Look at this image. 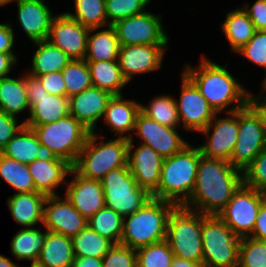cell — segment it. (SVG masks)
<instances>
[{"label":"cell","mask_w":266,"mask_h":267,"mask_svg":"<svg viewBox=\"0 0 266 267\" xmlns=\"http://www.w3.org/2000/svg\"><path fill=\"white\" fill-rule=\"evenodd\" d=\"M100 131L90 132L72 168L82 177L101 180L109 171L128 167V143L125 138L105 140Z\"/></svg>","instance_id":"5"},{"label":"cell","mask_w":266,"mask_h":267,"mask_svg":"<svg viewBox=\"0 0 266 267\" xmlns=\"http://www.w3.org/2000/svg\"><path fill=\"white\" fill-rule=\"evenodd\" d=\"M180 95L175 98L181 128L198 134L212 121L216 112L197 87L181 72Z\"/></svg>","instance_id":"14"},{"label":"cell","mask_w":266,"mask_h":267,"mask_svg":"<svg viewBox=\"0 0 266 267\" xmlns=\"http://www.w3.org/2000/svg\"><path fill=\"white\" fill-rule=\"evenodd\" d=\"M112 94L97 87H90L69 97V114L90 132H97L104 111Z\"/></svg>","instance_id":"22"},{"label":"cell","mask_w":266,"mask_h":267,"mask_svg":"<svg viewBox=\"0 0 266 267\" xmlns=\"http://www.w3.org/2000/svg\"><path fill=\"white\" fill-rule=\"evenodd\" d=\"M37 77L49 94L66 96V86L61 71Z\"/></svg>","instance_id":"49"},{"label":"cell","mask_w":266,"mask_h":267,"mask_svg":"<svg viewBox=\"0 0 266 267\" xmlns=\"http://www.w3.org/2000/svg\"><path fill=\"white\" fill-rule=\"evenodd\" d=\"M73 12H65L69 17L87 28L107 26L105 0H73Z\"/></svg>","instance_id":"38"},{"label":"cell","mask_w":266,"mask_h":267,"mask_svg":"<svg viewBox=\"0 0 266 267\" xmlns=\"http://www.w3.org/2000/svg\"><path fill=\"white\" fill-rule=\"evenodd\" d=\"M32 44L36 49L30 59L31 67L23 71L32 76L37 77L48 73L59 72L71 61L68 55L47 40L33 42Z\"/></svg>","instance_id":"30"},{"label":"cell","mask_w":266,"mask_h":267,"mask_svg":"<svg viewBox=\"0 0 266 267\" xmlns=\"http://www.w3.org/2000/svg\"><path fill=\"white\" fill-rule=\"evenodd\" d=\"M89 31V28L82 26L64 11L53 18L46 40L71 59H84Z\"/></svg>","instance_id":"18"},{"label":"cell","mask_w":266,"mask_h":267,"mask_svg":"<svg viewBox=\"0 0 266 267\" xmlns=\"http://www.w3.org/2000/svg\"><path fill=\"white\" fill-rule=\"evenodd\" d=\"M28 168L35 185V192L52 196L60 195L66 186L72 165L65 160L42 161L36 159L28 164ZM60 189L61 191L58 192Z\"/></svg>","instance_id":"24"},{"label":"cell","mask_w":266,"mask_h":267,"mask_svg":"<svg viewBox=\"0 0 266 267\" xmlns=\"http://www.w3.org/2000/svg\"><path fill=\"white\" fill-rule=\"evenodd\" d=\"M176 204L151 198L140 209L124 216L120 244L139 249L166 240L167 223Z\"/></svg>","instance_id":"4"},{"label":"cell","mask_w":266,"mask_h":267,"mask_svg":"<svg viewBox=\"0 0 266 267\" xmlns=\"http://www.w3.org/2000/svg\"><path fill=\"white\" fill-rule=\"evenodd\" d=\"M11 259V257L8 258V256L0 254V267H21L19 266V264L13 262Z\"/></svg>","instance_id":"57"},{"label":"cell","mask_w":266,"mask_h":267,"mask_svg":"<svg viewBox=\"0 0 266 267\" xmlns=\"http://www.w3.org/2000/svg\"><path fill=\"white\" fill-rule=\"evenodd\" d=\"M72 267H102V259L94 257H75Z\"/></svg>","instance_id":"55"},{"label":"cell","mask_w":266,"mask_h":267,"mask_svg":"<svg viewBox=\"0 0 266 267\" xmlns=\"http://www.w3.org/2000/svg\"><path fill=\"white\" fill-rule=\"evenodd\" d=\"M128 143V167L137 185L152 194L159 185L164 158L150 146Z\"/></svg>","instance_id":"19"},{"label":"cell","mask_w":266,"mask_h":267,"mask_svg":"<svg viewBox=\"0 0 266 267\" xmlns=\"http://www.w3.org/2000/svg\"><path fill=\"white\" fill-rule=\"evenodd\" d=\"M0 178L14 193L35 192V185L28 164L20 163L0 153Z\"/></svg>","instance_id":"35"},{"label":"cell","mask_w":266,"mask_h":267,"mask_svg":"<svg viewBox=\"0 0 266 267\" xmlns=\"http://www.w3.org/2000/svg\"><path fill=\"white\" fill-rule=\"evenodd\" d=\"M18 54L0 52V78L11 76L19 62Z\"/></svg>","instance_id":"54"},{"label":"cell","mask_w":266,"mask_h":267,"mask_svg":"<svg viewBox=\"0 0 266 267\" xmlns=\"http://www.w3.org/2000/svg\"><path fill=\"white\" fill-rule=\"evenodd\" d=\"M251 19L256 30L266 31V0H255L252 5L250 2L240 5Z\"/></svg>","instance_id":"48"},{"label":"cell","mask_w":266,"mask_h":267,"mask_svg":"<svg viewBox=\"0 0 266 267\" xmlns=\"http://www.w3.org/2000/svg\"><path fill=\"white\" fill-rule=\"evenodd\" d=\"M201 151L191 142L180 152L164 158L158 188L153 198L182 206L193 192Z\"/></svg>","instance_id":"3"},{"label":"cell","mask_w":266,"mask_h":267,"mask_svg":"<svg viewBox=\"0 0 266 267\" xmlns=\"http://www.w3.org/2000/svg\"><path fill=\"white\" fill-rule=\"evenodd\" d=\"M250 91L248 94L247 105L256 113L259 117L262 127L266 133V94L261 91L259 94L254 95Z\"/></svg>","instance_id":"51"},{"label":"cell","mask_w":266,"mask_h":267,"mask_svg":"<svg viewBox=\"0 0 266 267\" xmlns=\"http://www.w3.org/2000/svg\"><path fill=\"white\" fill-rule=\"evenodd\" d=\"M124 217L106 206L87 220V226L101 236L120 244Z\"/></svg>","instance_id":"39"},{"label":"cell","mask_w":266,"mask_h":267,"mask_svg":"<svg viewBox=\"0 0 266 267\" xmlns=\"http://www.w3.org/2000/svg\"><path fill=\"white\" fill-rule=\"evenodd\" d=\"M63 191L62 193L67 200L87 220L105 207L104 190L101 182L82 177L73 168Z\"/></svg>","instance_id":"20"},{"label":"cell","mask_w":266,"mask_h":267,"mask_svg":"<svg viewBox=\"0 0 266 267\" xmlns=\"http://www.w3.org/2000/svg\"><path fill=\"white\" fill-rule=\"evenodd\" d=\"M30 106L28 117L21 119L25 125H44L69 115V98L48 94L42 98H27Z\"/></svg>","instance_id":"27"},{"label":"cell","mask_w":266,"mask_h":267,"mask_svg":"<svg viewBox=\"0 0 266 267\" xmlns=\"http://www.w3.org/2000/svg\"><path fill=\"white\" fill-rule=\"evenodd\" d=\"M238 267H266V241L241 238Z\"/></svg>","instance_id":"43"},{"label":"cell","mask_w":266,"mask_h":267,"mask_svg":"<svg viewBox=\"0 0 266 267\" xmlns=\"http://www.w3.org/2000/svg\"><path fill=\"white\" fill-rule=\"evenodd\" d=\"M260 91L263 92L264 94H266V79H264L263 81L260 82Z\"/></svg>","instance_id":"58"},{"label":"cell","mask_w":266,"mask_h":267,"mask_svg":"<svg viewBox=\"0 0 266 267\" xmlns=\"http://www.w3.org/2000/svg\"><path fill=\"white\" fill-rule=\"evenodd\" d=\"M24 84L27 98H42L49 93L43 87L38 77L32 76L27 72L24 73Z\"/></svg>","instance_id":"52"},{"label":"cell","mask_w":266,"mask_h":267,"mask_svg":"<svg viewBox=\"0 0 266 267\" xmlns=\"http://www.w3.org/2000/svg\"><path fill=\"white\" fill-rule=\"evenodd\" d=\"M140 111L162 125L172 128L181 127L175 103V95L171 96L165 93L154 95L149 100V103H140Z\"/></svg>","instance_id":"36"},{"label":"cell","mask_w":266,"mask_h":267,"mask_svg":"<svg viewBox=\"0 0 266 267\" xmlns=\"http://www.w3.org/2000/svg\"><path fill=\"white\" fill-rule=\"evenodd\" d=\"M0 110L7 115L21 118L20 113L29 115L30 106L24 84V73L17 77L0 78ZM28 112V113H27Z\"/></svg>","instance_id":"32"},{"label":"cell","mask_w":266,"mask_h":267,"mask_svg":"<svg viewBox=\"0 0 266 267\" xmlns=\"http://www.w3.org/2000/svg\"><path fill=\"white\" fill-rule=\"evenodd\" d=\"M20 163L30 164L37 160H63L46 146L41 145L38 136L27 126H23L0 152Z\"/></svg>","instance_id":"25"},{"label":"cell","mask_w":266,"mask_h":267,"mask_svg":"<svg viewBox=\"0 0 266 267\" xmlns=\"http://www.w3.org/2000/svg\"><path fill=\"white\" fill-rule=\"evenodd\" d=\"M102 267H137L136 250L122 244H114L103 256Z\"/></svg>","instance_id":"46"},{"label":"cell","mask_w":266,"mask_h":267,"mask_svg":"<svg viewBox=\"0 0 266 267\" xmlns=\"http://www.w3.org/2000/svg\"><path fill=\"white\" fill-rule=\"evenodd\" d=\"M74 257H94L102 259L114 243L90 229L88 226L71 238Z\"/></svg>","instance_id":"37"},{"label":"cell","mask_w":266,"mask_h":267,"mask_svg":"<svg viewBox=\"0 0 266 267\" xmlns=\"http://www.w3.org/2000/svg\"><path fill=\"white\" fill-rule=\"evenodd\" d=\"M219 114L216 113L207 127L198 133L205 141L198 147L205 157L230 162L238 136V110L226 112L222 117Z\"/></svg>","instance_id":"13"},{"label":"cell","mask_w":266,"mask_h":267,"mask_svg":"<svg viewBox=\"0 0 266 267\" xmlns=\"http://www.w3.org/2000/svg\"><path fill=\"white\" fill-rule=\"evenodd\" d=\"M12 0H0V7L6 6L7 4H11Z\"/></svg>","instance_id":"59"},{"label":"cell","mask_w":266,"mask_h":267,"mask_svg":"<svg viewBox=\"0 0 266 267\" xmlns=\"http://www.w3.org/2000/svg\"><path fill=\"white\" fill-rule=\"evenodd\" d=\"M47 0H12L17 6V21L21 30L32 42L45 41L51 22L57 15L52 12Z\"/></svg>","instance_id":"21"},{"label":"cell","mask_w":266,"mask_h":267,"mask_svg":"<svg viewBox=\"0 0 266 267\" xmlns=\"http://www.w3.org/2000/svg\"><path fill=\"white\" fill-rule=\"evenodd\" d=\"M163 15L150 10L118 20L114 27L120 46L169 45L171 41L165 30Z\"/></svg>","instance_id":"10"},{"label":"cell","mask_w":266,"mask_h":267,"mask_svg":"<svg viewBox=\"0 0 266 267\" xmlns=\"http://www.w3.org/2000/svg\"><path fill=\"white\" fill-rule=\"evenodd\" d=\"M220 29L234 54L246 45L257 31L247 13L239 5L226 12Z\"/></svg>","instance_id":"29"},{"label":"cell","mask_w":266,"mask_h":267,"mask_svg":"<svg viewBox=\"0 0 266 267\" xmlns=\"http://www.w3.org/2000/svg\"><path fill=\"white\" fill-rule=\"evenodd\" d=\"M16 38L14 23L7 20L0 23V52L16 54V48L14 47L15 42H17Z\"/></svg>","instance_id":"50"},{"label":"cell","mask_w":266,"mask_h":267,"mask_svg":"<svg viewBox=\"0 0 266 267\" xmlns=\"http://www.w3.org/2000/svg\"><path fill=\"white\" fill-rule=\"evenodd\" d=\"M203 267H238L241 238L218 215L202 214Z\"/></svg>","instance_id":"7"},{"label":"cell","mask_w":266,"mask_h":267,"mask_svg":"<svg viewBox=\"0 0 266 267\" xmlns=\"http://www.w3.org/2000/svg\"><path fill=\"white\" fill-rule=\"evenodd\" d=\"M266 146V133L256 113L246 105L238 110V136L230 163L243 170Z\"/></svg>","instance_id":"12"},{"label":"cell","mask_w":266,"mask_h":267,"mask_svg":"<svg viewBox=\"0 0 266 267\" xmlns=\"http://www.w3.org/2000/svg\"><path fill=\"white\" fill-rule=\"evenodd\" d=\"M242 183V171L229 161L201 154L195 187L182 207L204 215H219Z\"/></svg>","instance_id":"1"},{"label":"cell","mask_w":266,"mask_h":267,"mask_svg":"<svg viewBox=\"0 0 266 267\" xmlns=\"http://www.w3.org/2000/svg\"><path fill=\"white\" fill-rule=\"evenodd\" d=\"M119 47L117 34L112 25L90 28L84 59L86 61L117 60Z\"/></svg>","instance_id":"31"},{"label":"cell","mask_w":266,"mask_h":267,"mask_svg":"<svg viewBox=\"0 0 266 267\" xmlns=\"http://www.w3.org/2000/svg\"><path fill=\"white\" fill-rule=\"evenodd\" d=\"M87 63L94 87L108 91L112 95H124L122 90L129 83L124 78L117 60L87 61Z\"/></svg>","instance_id":"34"},{"label":"cell","mask_w":266,"mask_h":267,"mask_svg":"<svg viewBox=\"0 0 266 267\" xmlns=\"http://www.w3.org/2000/svg\"><path fill=\"white\" fill-rule=\"evenodd\" d=\"M202 213L177 206L169 216L166 241L174 256L203 267Z\"/></svg>","instance_id":"6"},{"label":"cell","mask_w":266,"mask_h":267,"mask_svg":"<svg viewBox=\"0 0 266 267\" xmlns=\"http://www.w3.org/2000/svg\"><path fill=\"white\" fill-rule=\"evenodd\" d=\"M104 190L105 206L124 216L140 209L152 195L137 185L129 167L109 171L100 180Z\"/></svg>","instance_id":"9"},{"label":"cell","mask_w":266,"mask_h":267,"mask_svg":"<svg viewBox=\"0 0 266 267\" xmlns=\"http://www.w3.org/2000/svg\"><path fill=\"white\" fill-rule=\"evenodd\" d=\"M170 267H202L200 264L190 260L173 257Z\"/></svg>","instance_id":"56"},{"label":"cell","mask_w":266,"mask_h":267,"mask_svg":"<svg viewBox=\"0 0 266 267\" xmlns=\"http://www.w3.org/2000/svg\"><path fill=\"white\" fill-rule=\"evenodd\" d=\"M249 237L260 241H266V199L260 206L254 230Z\"/></svg>","instance_id":"53"},{"label":"cell","mask_w":266,"mask_h":267,"mask_svg":"<svg viewBox=\"0 0 266 267\" xmlns=\"http://www.w3.org/2000/svg\"><path fill=\"white\" fill-rule=\"evenodd\" d=\"M229 62L223 66L204 54L198 65L188 62L182 69L216 113L234 112L247 105L250 90L230 73Z\"/></svg>","instance_id":"2"},{"label":"cell","mask_w":266,"mask_h":267,"mask_svg":"<svg viewBox=\"0 0 266 267\" xmlns=\"http://www.w3.org/2000/svg\"><path fill=\"white\" fill-rule=\"evenodd\" d=\"M236 54L265 70L262 81L266 79V31L257 30L249 42Z\"/></svg>","instance_id":"44"},{"label":"cell","mask_w":266,"mask_h":267,"mask_svg":"<svg viewBox=\"0 0 266 267\" xmlns=\"http://www.w3.org/2000/svg\"><path fill=\"white\" fill-rule=\"evenodd\" d=\"M87 227V219L62 194L47 196L43 205L42 229L63 234L69 238L76 236Z\"/></svg>","instance_id":"17"},{"label":"cell","mask_w":266,"mask_h":267,"mask_svg":"<svg viewBox=\"0 0 266 267\" xmlns=\"http://www.w3.org/2000/svg\"><path fill=\"white\" fill-rule=\"evenodd\" d=\"M137 267H170L174 257L166 240L136 250Z\"/></svg>","instance_id":"41"},{"label":"cell","mask_w":266,"mask_h":267,"mask_svg":"<svg viewBox=\"0 0 266 267\" xmlns=\"http://www.w3.org/2000/svg\"><path fill=\"white\" fill-rule=\"evenodd\" d=\"M178 130L182 129L162 125L140 111L136 118L133 136L129 141H134L137 137L136 140L140 139L139 143L150 146L163 158H167L180 152L190 143Z\"/></svg>","instance_id":"15"},{"label":"cell","mask_w":266,"mask_h":267,"mask_svg":"<svg viewBox=\"0 0 266 267\" xmlns=\"http://www.w3.org/2000/svg\"><path fill=\"white\" fill-rule=\"evenodd\" d=\"M168 45H125L119 47L118 64L129 85L140 74L161 71Z\"/></svg>","instance_id":"16"},{"label":"cell","mask_w":266,"mask_h":267,"mask_svg":"<svg viewBox=\"0 0 266 267\" xmlns=\"http://www.w3.org/2000/svg\"><path fill=\"white\" fill-rule=\"evenodd\" d=\"M25 126L32 128L41 145L49 148L56 157L67 161L72 166L90 133L70 114L50 124Z\"/></svg>","instance_id":"8"},{"label":"cell","mask_w":266,"mask_h":267,"mask_svg":"<svg viewBox=\"0 0 266 267\" xmlns=\"http://www.w3.org/2000/svg\"><path fill=\"white\" fill-rule=\"evenodd\" d=\"M74 252L71 238L46 231V238L36 267H72Z\"/></svg>","instance_id":"28"},{"label":"cell","mask_w":266,"mask_h":267,"mask_svg":"<svg viewBox=\"0 0 266 267\" xmlns=\"http://www.w3.org/2000/svg\"><path fill=\"white\" fill-rule=\"evenodd\" d=\"M24 125L22 120L0 110V152Z\"/></svg>","instance_id":"47"},{"label":"cell","mask_w":266,"mask_h":267,"mask_svg":"<svg viewBox=\"0 0 266 267\" xmlns=\"http://www.w3.org/2000/svg\"><path fill=\"white\" fill-rule=\"evenodd\" d=\"M243 184L259 191L266 190V146L242 172Z\"/></svg>","instance_id":"45"},{"label":"cell","mask_w":266,"mask_h":267,"mask_svg":"<svg viewBox=\"0 0 266 267\" xmlns=\"http://www.w3.org/2000/svg\"><path fill=\"white\" fill-rule=\"evenodd\" d=\"M135 99H126L123 95H113L107 104L101 121L116 138L130 139L133 136L135 122L140 112V103Z\"/></svg>","instance_id":"23"},{"label":"cell","mask_w":266,"mask_h":267,"mask_svg":"<svg viewBox=\"0 0 266 267\" xmlns=\"http://www.w3.org/2000/svg\"><path fill=\"white\" fill-rule=\"evenodd\" d=\"M47 196L40 192L13 193L6 199L14 222L22 228H34L43 223V205Z\"/></svg>","instance_id":"26"},{"label":"cell","mask_w":266,"mask_h":267,"mask_svg":"<svg viewBox=\"0 0 266 267\" xmlns=\"http://www.w3.org/2000/svg\"><path fill=\"white\" fill-rule=\"evenodd\" d=\"M61 73L68 98L93 86L90 69L85 59H71L61 70Z\"/></svg>","instance_id":"40"},{"label":"cell","mask_w":266,"mask_h":267,"mask_svg":"<svg viewBox=\"0 0 266 267\" xmlns=\"http://www.w3.org/2000/svg\"><path fill=\"white\" fill-rule=\"evenodd\" d=\"M44 229L43 231L40 226L20 228L10 242V252L14 259L29 261L30 265H35L45 242L47 229Z\"/></svg>","instance_id":"33"},{"label":"cell","mask_w":266,"mask_h":267,"mask_svg":"<svg viewBox=\"0 0 266 267\" xmlns=\"http://www.w3.org/2000/svg\"><path fill=\"white\" fill-rule=\"evenodd\" d=\"M264 200L263 191L242 183L218 216L236 236L249 237L254 230L258 212Z\"/></svg>","instance_id":"11"},{"label":"cell","mask_w":266,"mask_h":267,"mask_svg":"<svg viewBox=\"0 0 266 267\" xmlns=\"http://www.w3.org/2000/svg\"><path fill=\"white\" fill-rule=\"evenodd\" d=\"M152 0H105L107 26L121 19L143 13Z\"/></svg>","instance_id":"42"}]
</instances>
